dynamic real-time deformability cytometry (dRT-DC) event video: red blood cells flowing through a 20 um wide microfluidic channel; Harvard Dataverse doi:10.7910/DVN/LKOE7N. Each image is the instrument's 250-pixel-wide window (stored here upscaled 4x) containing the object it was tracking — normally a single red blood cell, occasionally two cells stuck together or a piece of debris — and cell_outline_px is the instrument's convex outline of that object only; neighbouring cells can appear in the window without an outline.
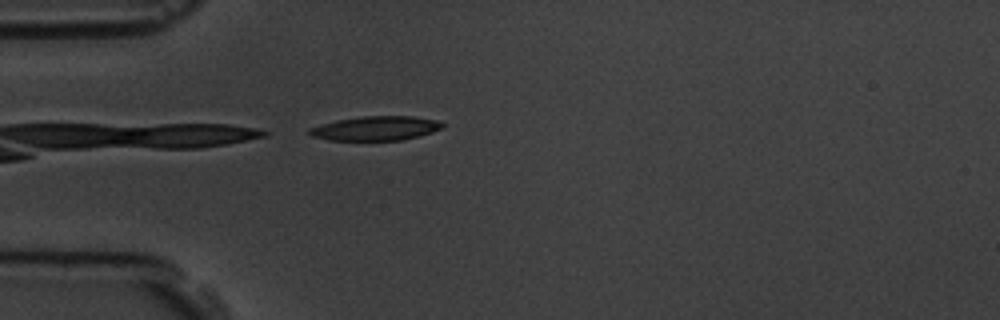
{"species": "common noctule bat (a hibernating species)", "species_latin": "Nyctalus noctula", "temperature_condition": "room temperature", "stored_images_in_passage": 1, "camera_frame_rate_fps": 3000, "um_per_image_px": 0.085, "animal": {"sex": "male", "body_mass_g": 19.5, "forearm_length_mm": 54.6}, "frame": {"image": 1, "passage_image": 1, "time_ms": 0.0, "image_size_px": [1000, 320], "cell_outline_px": [[444, 128], [420, 136], [400, 140], [328, 140], [312, 136], [308, 132], [308, 128], [336, 120], [364, 116], [412, 116], [436, 120], [444, 124]], "centroid_in_image_um": [31.95, 10.91], "position_along_channel_um": 53.1, "area_um2": 18.79}}